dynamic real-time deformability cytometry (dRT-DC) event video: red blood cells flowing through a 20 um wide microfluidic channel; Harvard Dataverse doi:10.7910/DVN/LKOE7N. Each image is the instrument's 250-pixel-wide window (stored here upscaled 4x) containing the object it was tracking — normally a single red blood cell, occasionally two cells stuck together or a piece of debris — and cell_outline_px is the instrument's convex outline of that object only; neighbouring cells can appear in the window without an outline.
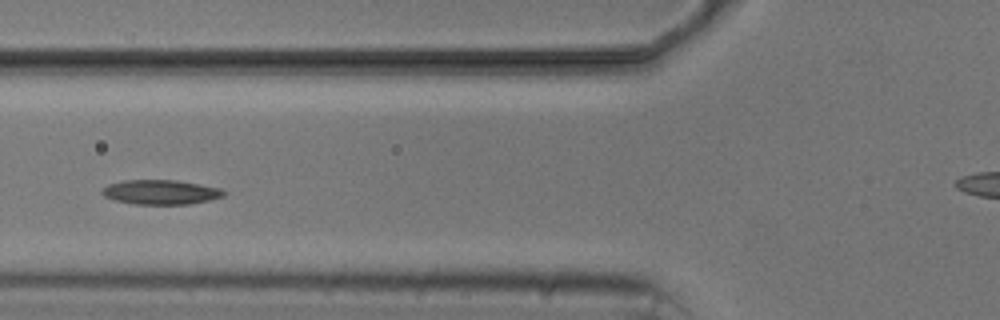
{"species": "common noctule bat (a hibernating species)", "species_latin": "Nyctalus noctula", "temperature_condition": "cold", "stored_images_in_passage": 9, "camera_frame_rate_fps": 3000, "um_per_image_px": 0.085, "animal": {"sex": "male", "body_mass_g": 20.5, "forearm_length_mm": 52.5}, "frame": {"image": 1, "passage_image": 6, "time_ms": 5.667, "image_size_px": [1000, 320], "cell_outline_px": [[228, 192], [224, 196], [208, 200], [188, 204], [132, 204], [116, 200], [104, 196], [100, 192], [108, 184], [124, 180], [176, 180], [220, 188]], "centroid_in_image_um": [13.66, 16.33], "position_along_channel_um": 112.1, "area_um2": 17.34}}
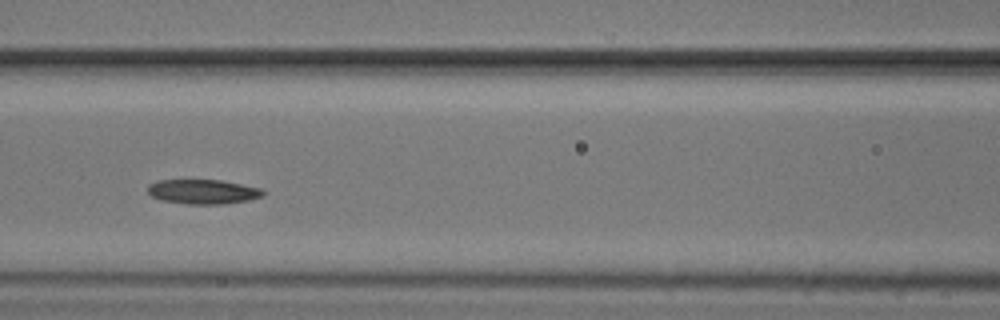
{"frame": {"image": 2, "passage_image": 7, "time_ms": 6.667, "image_size_px": [1000, 320], "cell_outline_px": [[264, 196], [248, 200], [224, 204], [188, 204], [160, 200], [152, 196], [148, 192], [148, 184], [156, 180], [220, 180], [264, 188]], "centroid_in_image_um": [17.27, 16.29], "position_along_channel_um": 149.3, "area_um2": 16.65}}